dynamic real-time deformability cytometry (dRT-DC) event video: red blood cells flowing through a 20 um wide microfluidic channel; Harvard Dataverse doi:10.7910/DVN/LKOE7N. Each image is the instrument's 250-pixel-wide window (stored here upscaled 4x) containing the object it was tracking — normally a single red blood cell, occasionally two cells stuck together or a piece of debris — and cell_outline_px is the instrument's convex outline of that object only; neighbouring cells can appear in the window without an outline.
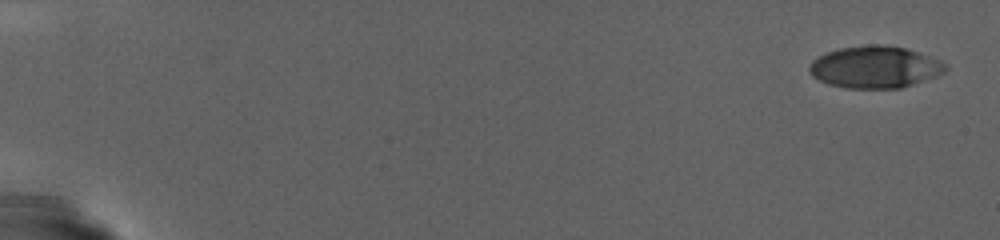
{"species": "human", "species_latin": "Homo sapiens", "temperature_condition": "warm", "stored_images_in_passage": 80, "camera_frame_rate_fps": 3000, "um_per_image_px": 0.085, "donor": {"sex": "female"}, "frame": {"image": 1, "passage_image": 1, "time_ms": 0.0, "image_size_px": [1000, 240], "cell_outline_px": [[948, 68], [944, 72], [912, 84], [900, 88], [848, 88], [828, 84], [812, 76], [808, 68], [812, 60], [828, 52], [840, 48], [872, 44], [884, 44], [908, 48], [940, 60], [948, 64]], "centroid_in_image_um": [74.38, 5.69], "position_along_channel_um": 10.6, "area_um2": 33.18}}
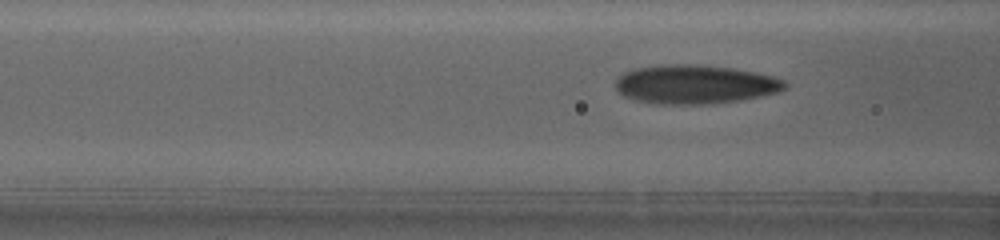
{"frame": {"image": 2, "passage_image": 39, "time_ms": 12.667, "image_size_px": [1000, 240], "cell_outline_px": [[788, 84], [780, 92], [740, 100], [708, 104], [656, 104], [632, 100], [624, 96], [616, 88], [616, 80], [624, 72], [636, 68], [664, 64], [692, 64], [732, 68], [756, 72], [772, 76], [784, 80]], "centroid_in_image_um": [59.07, 7.17], "position_along_channel_um": 107.5, "area_um2": 38.49}}
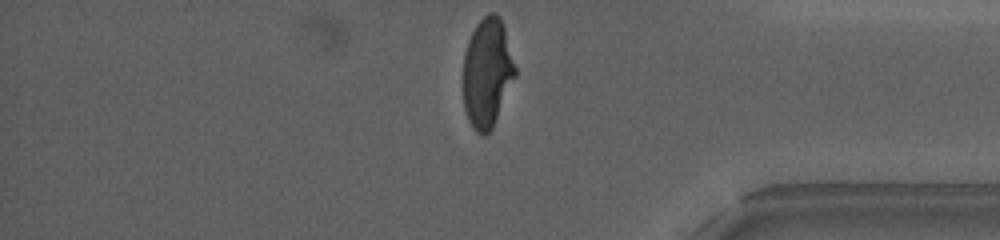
{"frame": {"image": 3, "passage_image": 80, "time_ms": 26.333, "image_size_px": [1000, 240], "cell_outline_px": [[516, 76], [492, 128], [484, 136], [476, 132], [468, 120], [464, 108], [464, 52], [468, 40], [476, 24], [488, 12], [496, 12], [500, 16], [504, 28], [516, 68]], "centroid_in_image_um": [41.41, 6.17], "position_along_channel_um": 393.8, "area_um2": 33.0}}